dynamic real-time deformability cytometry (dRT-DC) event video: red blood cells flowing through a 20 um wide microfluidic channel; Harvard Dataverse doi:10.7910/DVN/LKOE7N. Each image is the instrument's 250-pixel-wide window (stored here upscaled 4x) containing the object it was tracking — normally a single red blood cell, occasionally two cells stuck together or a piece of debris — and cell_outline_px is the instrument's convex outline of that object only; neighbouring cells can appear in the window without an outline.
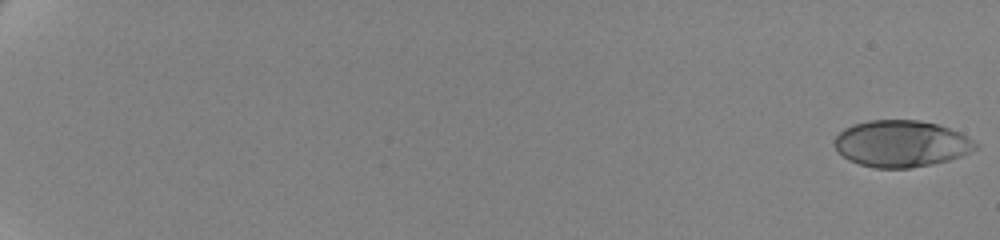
{"species": "human", "species_latin": "Homo sapiens", "temperature_condition": "cold", "stored_images_in_passage": 62, "camera_frame_rate_fps": 3000, "um_per_image_px": 0.085, "donor": {"sex": "female"}, "frame": {"image": 1, "passage_image": 1, "time_ms": 0.0, "image_size_px": [1000, 240], "cell_outline_px": [[980, 148], [960, 156], [948, 160], [932, 164], [908, 168], [876, 168], [860, 164], [848, 160], [832, 144], [836, 136], [844, 128], [852, 124], [868, 120], [920, 120], [936, 124], [960, 132], [980, 144]], "centroid_in_image_um": [76.62, 12.2], "position_along_channel_um": 8.4, "area_um2": 38.44}}
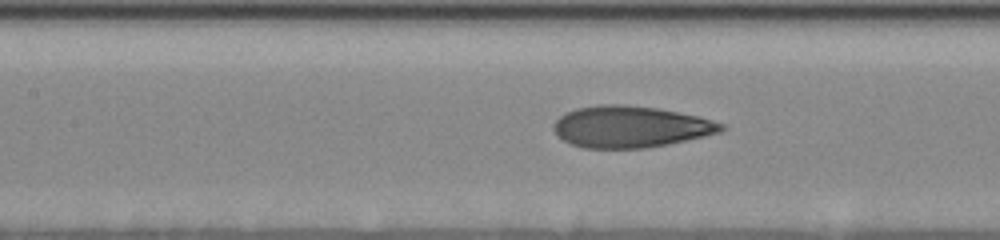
{"frame": {"image": 2, "passage_image": 33, "time_ms": 10.667, "image_size_px": [1000, 240], "cell_outline_px": [[724, 128], [720, 132], [704, 136], [668, 144], [644, 148], [580, 148], [556, 136], [552, 128], [556, 120], [560, 116], [576, 108], [600, 104], [624, 104], [656, 108], [700, 116], [724, 124]], "centroid_in_image_um": [53.56, 10.77], "position_along_channel_um": 153.8, "area_um2": 40.58}}
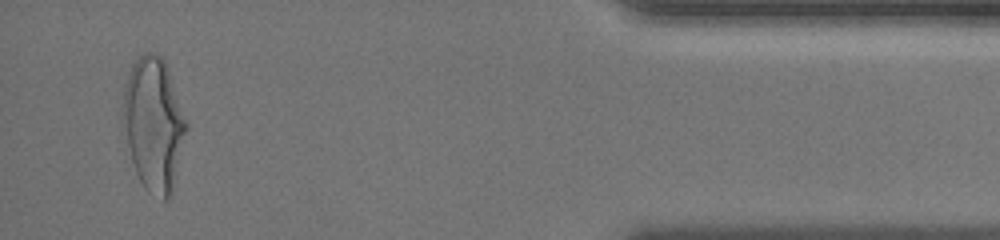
{"frame": {"image": 3, "passage_image": 60, "time_ms": 19.667, "image_size_px": [1000, 240], "cell_outline_px": [[188, 128], [172, 192], [168, 200], [164, 200], [148, 192], [144, 188], [136, 172], [132, 160], [128, 144], [124, 112], [124, 88], [128, 72], [132, 64], [144, 52], [152, 52], [160, 56], [164, 60], [168, 68], [188, 124]], "centroid_in_image_um": [13.1, 10.54], "position_along_channel_um": 422.1, "area_um2": 48.55}, "authors_computed_cell_mechanics": {"area_um2": 39.3618, "velocity_mm_per_s": 3.4927, "shape_relaxation_time_tau1_ms": 4.7566, "shape_relaxation_time_tau2_ms": 0.9766, "deformation_change_tau1": 0.1861, "deformation_change_tau2": 0.0794}}